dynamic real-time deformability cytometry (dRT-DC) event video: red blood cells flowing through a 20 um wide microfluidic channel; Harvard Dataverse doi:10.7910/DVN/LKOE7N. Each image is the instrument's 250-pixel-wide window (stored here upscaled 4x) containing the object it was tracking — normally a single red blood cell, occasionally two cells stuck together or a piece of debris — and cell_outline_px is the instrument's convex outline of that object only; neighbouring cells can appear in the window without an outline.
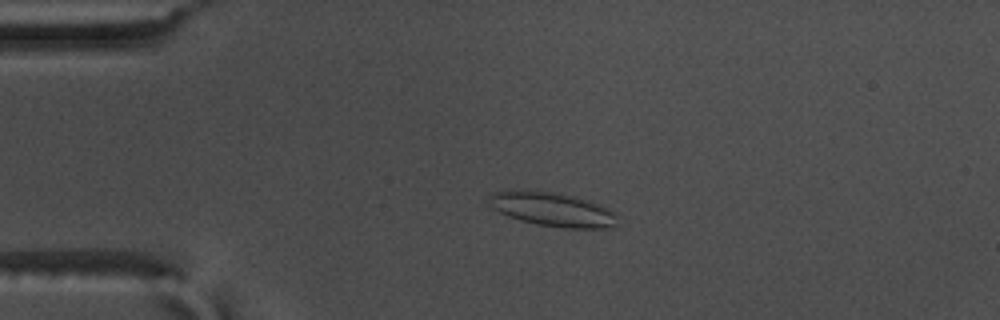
{"species": "common noctule bat (a hibernating species)", "species_latin": "Nyctalus noctula", "temperature_condition": "warm", "stored_images_in_passage": 56, "camera_frame_rate_fps": 3000, "um_per_image_px": 0.085, "animal": {"sex": "male", "body_mass_g": 17.5, "forearm_length_mm": 52.3}, "frame": {"image": 1, "passage_image": 13, "time_ms": 4.0, "image_size_px": [1000, 320], "cell_outline_px": [[620, 216], [616, 228], [564, 228], [536, 224], [520, 220], [508, 216], [492, 208], [488, 204], [488, 196], [492, 192], [552, 192], [572, 196], [588, 200], [608, 208], [616, 212]], "centroid_in_image_um": [47.06, 17.84], "position_along_channel_um": 37.9, "area_um2": 25.26}}
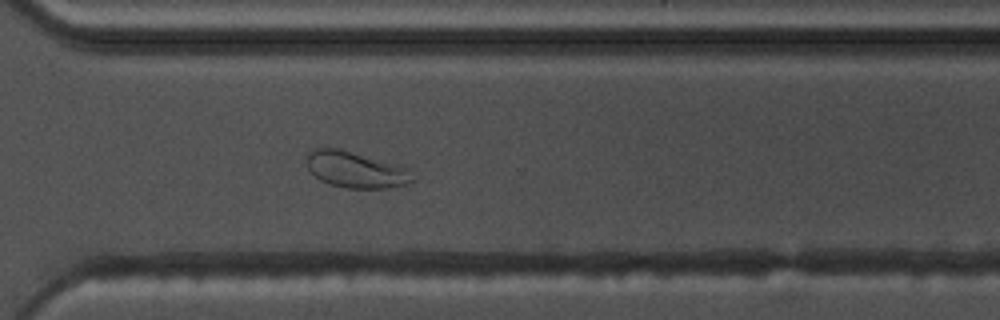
{"frame": {"image": 2, "passage_image": 41, "time_ms": 13.333, "image_size_px": [1000, 320], "cell_outline_px": [[416, 180], [408, 184], [388, 188], [348, 188], [328, 184], [320, 180], [308, 168], [308, 152], [316, 148], [340, 148], [396, 164], [408, 168]], "centroid_in_image_um": [30.27, 14.43], "position_along_channel_um": 340.3, "area_um2": 22.31}}
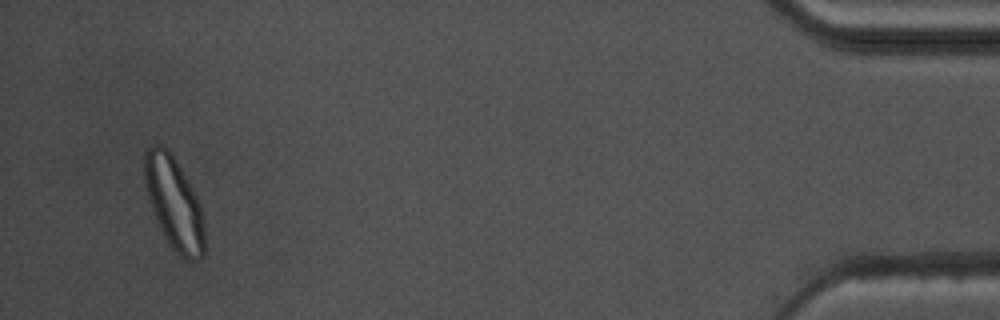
{"frame": {"image": 3, "passage_image": 54, "time_ms": 17.667, "image_size_px": [1000, 320], "cell_outline_px": [[204, 256], [200, 260], [184, 260], [172, 248], [164, 236], [156, 220], [144, 184], [144, 152], [152, 144], [160, 144], [168, 148], [192, 188], [200, 204], [204, 224]], "centroid_in_image_um": [14.79, 17.28], "position_along_channel_um": 420.4, "area_um2": 32.25}, "authors_computed_cell_mechanics": {"area_um2": 24.4205, "velocity_mm_per_s": 3.6186, "shape_relaxation_time_tau1_ms": 10.1936, "shape_relaxation_time_tau2_ms": 1.0012, "deformation_change_tau1": 0.232, "deformation_change_tau2": 0.0654}}